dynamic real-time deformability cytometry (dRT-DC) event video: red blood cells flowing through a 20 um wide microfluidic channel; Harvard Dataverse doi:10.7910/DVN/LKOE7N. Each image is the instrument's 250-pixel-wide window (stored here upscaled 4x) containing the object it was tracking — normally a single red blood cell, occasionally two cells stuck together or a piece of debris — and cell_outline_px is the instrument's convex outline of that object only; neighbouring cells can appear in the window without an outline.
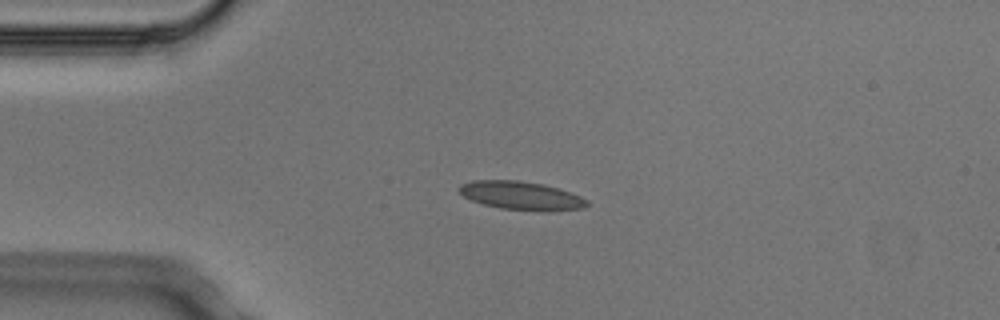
{"species": "Egyptian fruit bat (a non-hibernating species)", "species_latin": "Rousettus aegyptiacus", "temperature_condition": "cold", "stored_images_in_passage": 3, "camera_frame_rate_fps": 3000, "um_per_image_px": 0.085, "animal": {"sex": "male"}, "frame": {"image": 1, "passage_image": 2, "time_ms": 0.333, "image_size_px": [1000, 320], "cell_outline_px": [[588, 204], [584, 208], [544, 212], [500, 208], [484, 204], [472, 200], [464, 196], [456, 188], [460, 184], [472, 180], [516, 180], [544, 184], [580, 196], [588, 200]], "centroid_in_image_um": [44.29, 16.63], "position_along_channel_um": 40.7, "area_um2": 21.21}}